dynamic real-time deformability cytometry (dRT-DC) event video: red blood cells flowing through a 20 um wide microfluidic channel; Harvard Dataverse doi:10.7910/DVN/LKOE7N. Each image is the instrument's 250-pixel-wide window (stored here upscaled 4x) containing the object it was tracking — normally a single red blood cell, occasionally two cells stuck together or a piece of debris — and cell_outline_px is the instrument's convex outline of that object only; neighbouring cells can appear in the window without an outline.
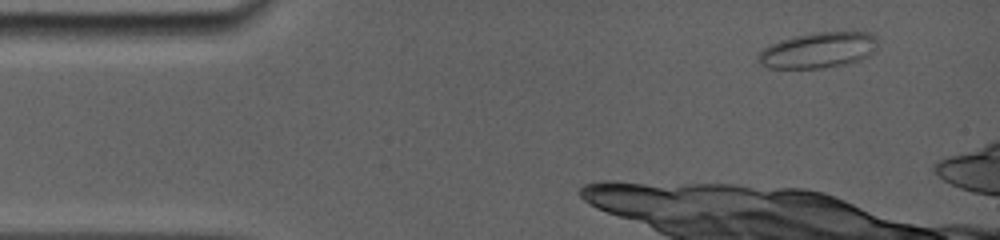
{"species": "common noctule bat (a hibernating species)", "species_latin": "Nyctalus noctula", "temperature_condition": "room temperature", "stored_images_in_passage": 9, "camera_frame_rate_fps": 5000, "um_per_image_px": 0.085, "animal": {"sex": "female", "body_mass_g": 19.0, "forearm_length_mm": 56.7}, "frame": {"image": 1, "passage_image": 1, "time_ms": 0.0, "image_size_px": [1000, 240], "cell_outline_px": [[880, 40], [876, 52], [860, 60], [848, 64], [820, 68], [768, 68], [760, 64], [756, 60], [756, 56], [768, 44], [780, 40], [796, 36], [816, 32], [872, 32]], "centroid_in_image_um": [69.6, 4.26], "position_along_channel_um": 15.4, "area_um2": 25.37}}